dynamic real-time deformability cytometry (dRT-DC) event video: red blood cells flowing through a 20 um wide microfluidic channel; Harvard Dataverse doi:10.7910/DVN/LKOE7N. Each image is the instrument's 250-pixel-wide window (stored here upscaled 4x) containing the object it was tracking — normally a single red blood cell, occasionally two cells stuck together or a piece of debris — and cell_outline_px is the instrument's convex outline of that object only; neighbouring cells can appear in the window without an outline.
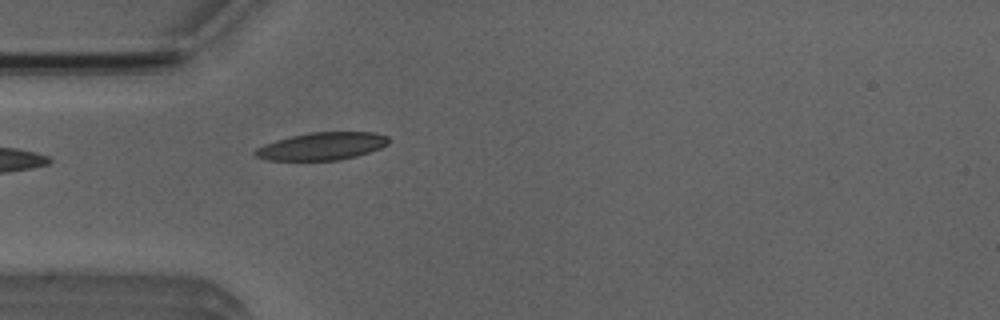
{"species": "Egyptian fruit bat (a non-hibernating species)", "species_latin": "Rousettus aegyptiacus", "temperature_condition": "room temperature", "stored_images_in_passage": 3, "camera_frame_rate_fps": 3000, "um_per_image_px": 0.085, "animal": {"sex": "male"}, "frame": {"image": 1, "passage_image": 3, "time_ms": 3.333, "image_size_px": [1000, 320], "cell_outline_px": [[388, 144], [380, 148], [356, 156], [340, 160], [268, 160], [256, 156], [252, 152], [256, 148], [264, 144], [276, 140], [292, 136], [312, 132], [372, 132], [388, 136]], "centroid_in_image_um": [27.35, 12.43], "position_along_channel_um": 57.7, "area_um2": 21.33}}